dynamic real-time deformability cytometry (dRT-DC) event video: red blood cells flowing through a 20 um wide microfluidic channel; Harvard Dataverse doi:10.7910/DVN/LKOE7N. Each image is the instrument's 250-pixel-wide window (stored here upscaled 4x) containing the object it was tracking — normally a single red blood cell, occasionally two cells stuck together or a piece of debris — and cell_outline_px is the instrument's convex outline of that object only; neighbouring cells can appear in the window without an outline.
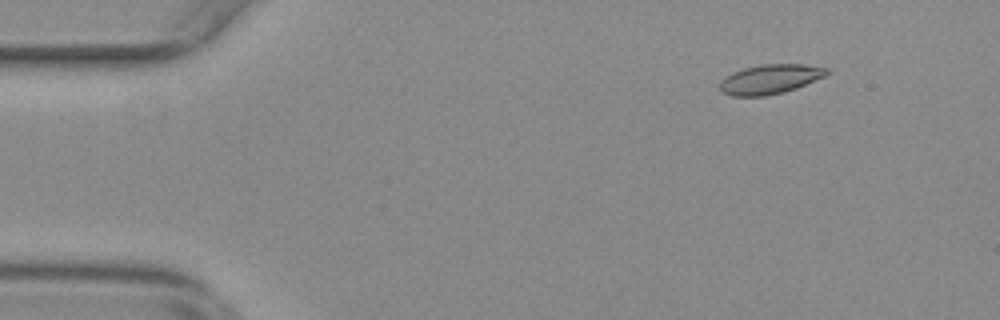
{"species": "common noctule bat (a hibernating species)", "species_latin": "Nyctalus noctula", "temperature_condition": "warm", "stored_images_in_passage": 56, "camera_frame_rate_fps": 3000, "um_per_image_px": 0.085, "animal": {"sex": "female", "body_mass_g": 29.2, "forearm_length_mm": 56.3}, "frame": {"image": 1, "passage_image": 7, "time_ms": 2.0, "image_size_px": [1000, 320], "cell_outline_px": [[832, 72], [824, 76], [796, 88], [784, 92], [764, 96], [732, 96], [724, 92], [720, 88], [720, 80], [732, 72], [744, 68], [760, 64], [804, 64], [828, 68]], "centroid_in_image_um": [65.47, 6.72], "position_along_channel_um": 19.5, "area_um2": 18.38}}
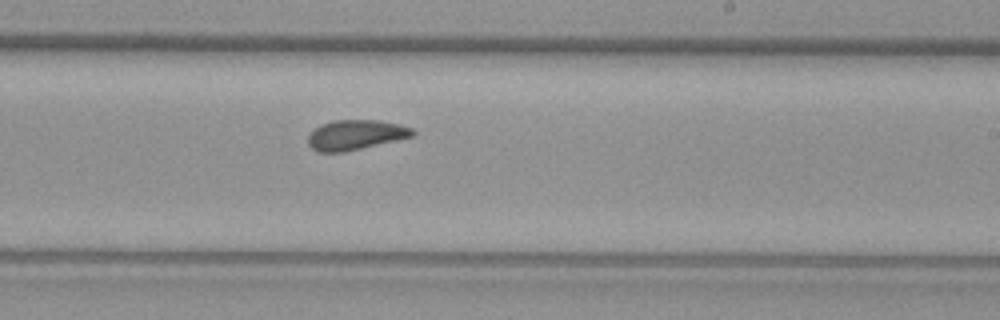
{"frame": {"image": 2, "passage_image": 34, "time_ms": 11.0, "image_size_px": [1000, 320], "cell_outline_px": [[416, 136], [344, 152], [320, 152], [312, 148], [308, 144], [308, 136], [320, 124], [332, 120], [380, 120], [400, 124], [412, 128], [416, 132]], "centroid_in_image_um": [30.27, 11.46], "position_along_channel_um": 258.7, "area_um2": 18.38}}
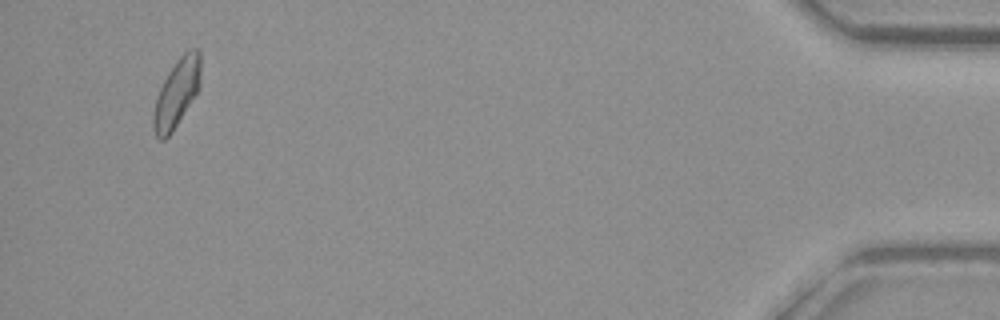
{"frame": {"image": 3, "passage_image": 54, "time_ms": 17.667, "image_size_px": [1000, 320], "cell_outline_px": [[200, 88], [172, 132], [164, 140], [160, 140], [156, 136], [152, 128], [152, 116], [156, 96], [168, 72], [180, 56], [188, 48], [200, 48]], "centroid_in_image_um": [15.01, 7.9], "position_along_channel_um": 420.2, "area_um2": 18.9}, "authors_computed_cell_mechanics": {"area_um2": 18.4382, "velocity_mm_per_s": 3.6808, "shape_relaxation_time_tau1_ms": null, "shape_relaxation_time_tau2_ms": 2.4638, "deformation_change_tau1": null, "deformation_change_tau2": 0.0632}}